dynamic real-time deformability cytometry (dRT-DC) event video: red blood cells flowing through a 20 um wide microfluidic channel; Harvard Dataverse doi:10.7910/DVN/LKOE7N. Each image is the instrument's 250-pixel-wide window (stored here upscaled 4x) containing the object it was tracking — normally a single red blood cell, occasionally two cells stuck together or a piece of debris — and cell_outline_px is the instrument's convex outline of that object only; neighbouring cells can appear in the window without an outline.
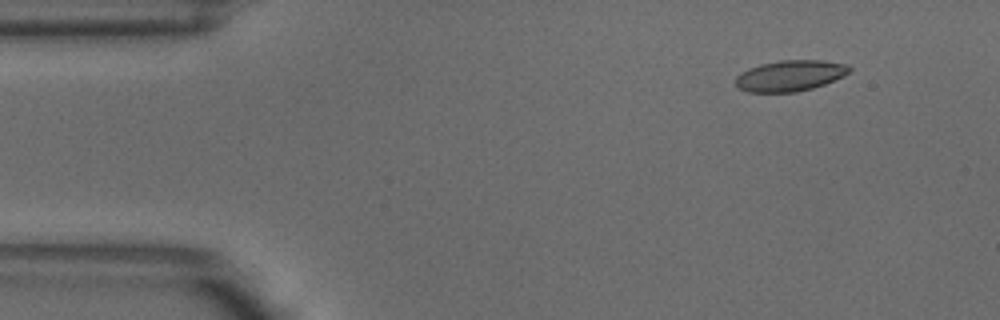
{"species": "common noctule bat (a hibernating species)", "species_latin": "Nyctalus noctula", "temperature_condition": "warm", "stored_images_in_passage": 3, "camera_frame_rate_fps": 3000, "um_per_image_px": 0.085, "animal": {"sex": "male", "body_mass_g": 18.8}, "frame": {"image": 1, "passage_image": 3, "time_ms": 0.667, "image_size_px": [1000, 320], "cell_outline_px": [[852, 68], [844, 76], [824, 84], [812, 88], [796, 92], [748, 92], [740, 88], [736, 84], [736, 76], [740, 72], [748, 68], [760, 64], [780, 60], [820, 60], [848, 64]], "centroid_in_image_um": [67.15, 6.42], "position_along_channel_um": 17.8, "area_um2": 20.52}}